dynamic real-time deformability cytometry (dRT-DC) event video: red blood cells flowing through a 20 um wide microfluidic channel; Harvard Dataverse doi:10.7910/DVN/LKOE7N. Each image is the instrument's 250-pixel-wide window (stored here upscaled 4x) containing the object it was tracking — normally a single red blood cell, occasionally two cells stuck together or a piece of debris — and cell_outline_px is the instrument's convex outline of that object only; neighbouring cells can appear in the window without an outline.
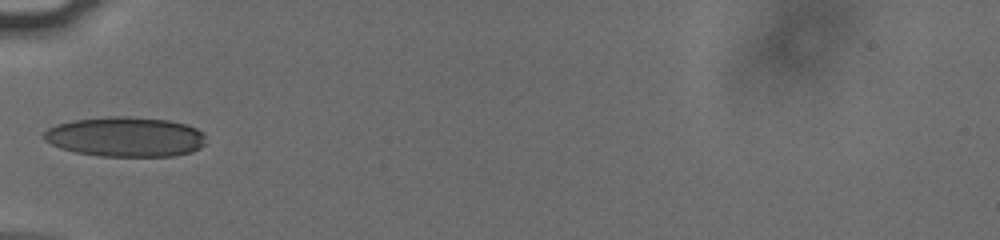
{"species": "human", "species_latin": "Homo sapiens", "temperature_condition": "cold", "stored_images_in_passage": 35, "camera_frame_rate_fps": 3000, "um_per_image_px": 0.085, "donor": {"sex": "male"}, "frame": {"image": 1, "passage_image": 1, "time_ms": 0.0, "image_size_px": [1000, 240], "cell_outline_px": [[204, 144], [200, 148], [192, 152], [172, 156], [100, 156], [76, 152], [60, 148], [44, 140], [40, 136], [48, 128], [56, 124], [72, 120], [108, 116], [128, 116], [168, 120], [184, 124], [196, 128], [204, 136]], "centroid_in_image_um": [10.62, 11.62], "position_along_channel_um": 74.4, "area_um2": 37.74}}
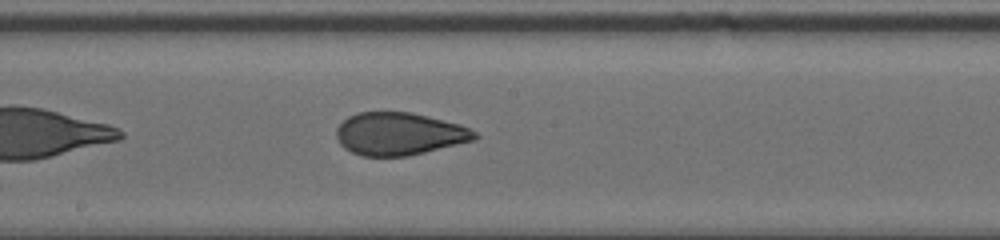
{"frame": {"image": 2, "passage_image": 12, "time_ms": 3.667, "image_size_px": [1000, 240], "cell_outline_px": [[480, 136], [476, 140], [408, 156], [360, 156], [344, 148], [340, 144], [336, 136], [336, 128], [348, 116], [360, 112], [412, 112], [460, 124], [476, 132]], "centroid_in_image_um": [33.94, 11.38], "position_along_channel_um": 214.3, "area_um2": 34.51}}
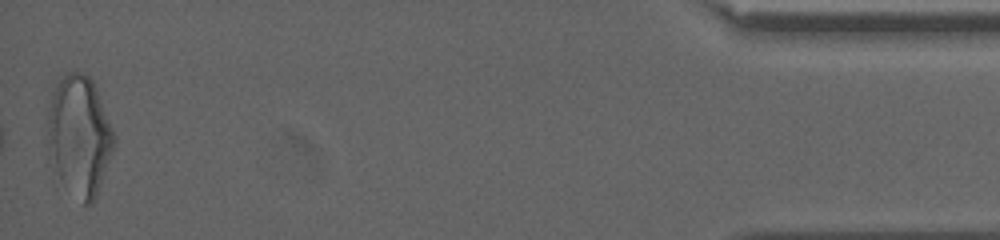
{"frame": {"image": 3, "passage_image": 35, "time_ms": 11.333, "image_size_px": [1000, 240], "cell_outline_px": [[116, 140], [96, 196], [92, 204], [84, 204], [60, 176], [48, 160], [48, 112], [52, 92], [64, 72], [84, 72], [92, 80], [116, 136]], "centroid_in_image_um": [6.74, 11.47], "position_along_channel_um": 428.5, "area_um2": 45.78}, "authors_computed_cell_mechanics": {"area_um2": 35.3158, "velocity_mm_per_s": 3.8113, "shape_relaxation_time_tau1_ms": 4.0651, "shape_relaxation_time_tau2_ms": 1.2163, "deformation_change_tau1": 0.1592, "deformation_change_tau2": 0.0626}}